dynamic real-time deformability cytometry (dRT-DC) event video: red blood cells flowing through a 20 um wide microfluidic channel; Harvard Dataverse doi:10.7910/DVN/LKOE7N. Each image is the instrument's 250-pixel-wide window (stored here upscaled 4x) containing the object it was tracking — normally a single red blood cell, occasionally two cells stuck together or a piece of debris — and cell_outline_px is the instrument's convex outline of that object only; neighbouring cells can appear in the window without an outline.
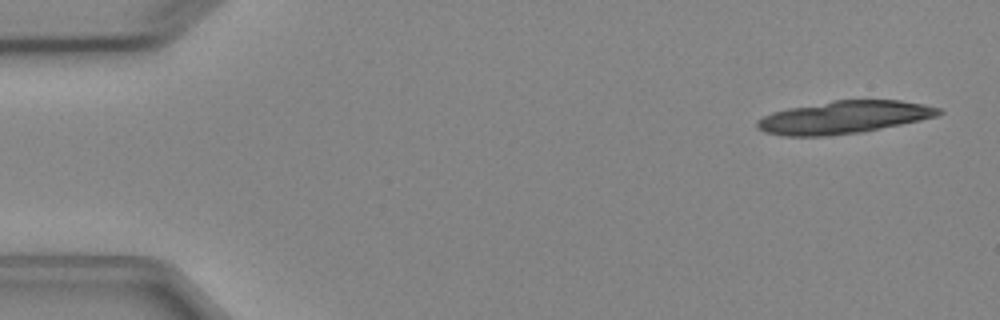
{"species": "Egyptian fruit bat (a non-hibernating species)", "species_latin": "Rousettus aegyptiacus", "temperature_condition": "cold", "stored_images_in_passage": 6, "camera_frame_rate_fps": 3000, "um_per_image_px": 0.085, "animal": {"sex": "female"}, "frame": {"image": 1, "passage_image": 1, "time_ms": 0.0, "image_size_px": [1000, 320], "cell_outline_px": [[944, 112], [936, 116], [920, 120], [860, 132], [824, 136], [784, 136], [764, 132], [756, 128], [756, 120], [772, 112], [788, 108], [836, 100], [900, 100], [924, 104], [940, 108]], "centroid_in_image_um": [71.7, 9.97], "position_along_channel_um": 13.3, "area_um2": 34.33}}
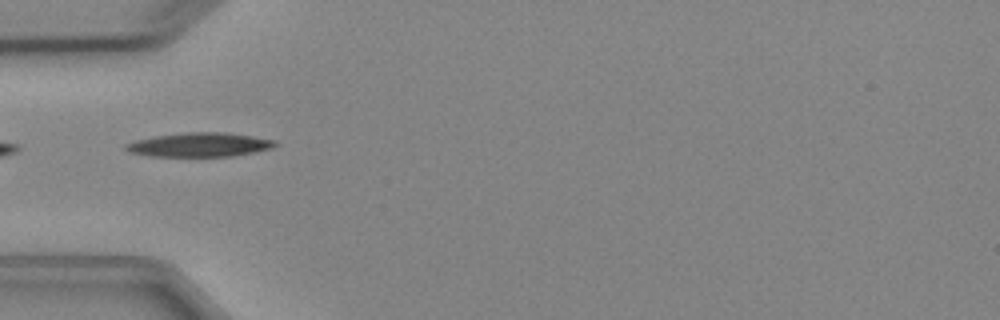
{"frame": {"image": 2, "passage_image": 5, "time_ms": 4.667, "image_size_px": [1000, 320], "cell_outline_px": [[280, 144], [272, 148], [256, 152], [232, 156], [148, 156], [128, 152], [124, 148], [124, 144], [136, 140], [156, 136], [184, 132], [224, 132], [252, 136], [276, 140]], "centroid_in_image_um": [16.98, 12.3], "position_along_channel_um": 68.0, "area_um2": 21.1}}
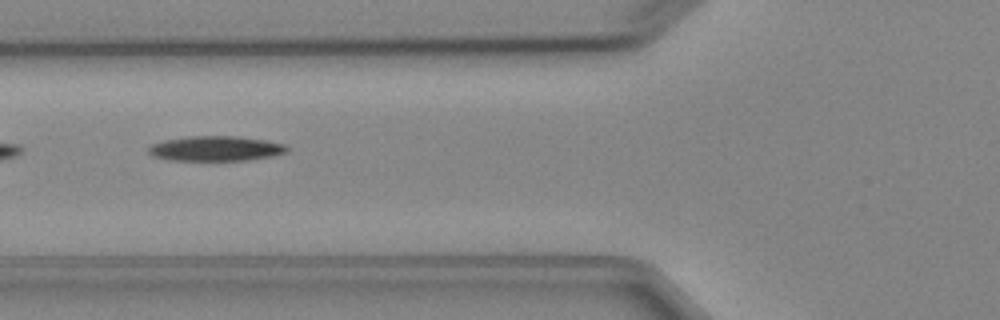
{"frame": {"image": 3, "passage_image": 6, "time_ms": 5.667, "image_size_px": [1000, 320], "cell_outline_px": [[288, 152], [272, 156], [248, 160], [168, 160], [152, 156], [148, 152], [148, 148], [152, 144], [164, 140], [188, 136], [236, 136], [264, 140], [284, 144], [288, 148]], "centroid_in_image_um": [18.32, 12.62], "position_along_channel_um": 107.5, "area_um2": 20.11}}